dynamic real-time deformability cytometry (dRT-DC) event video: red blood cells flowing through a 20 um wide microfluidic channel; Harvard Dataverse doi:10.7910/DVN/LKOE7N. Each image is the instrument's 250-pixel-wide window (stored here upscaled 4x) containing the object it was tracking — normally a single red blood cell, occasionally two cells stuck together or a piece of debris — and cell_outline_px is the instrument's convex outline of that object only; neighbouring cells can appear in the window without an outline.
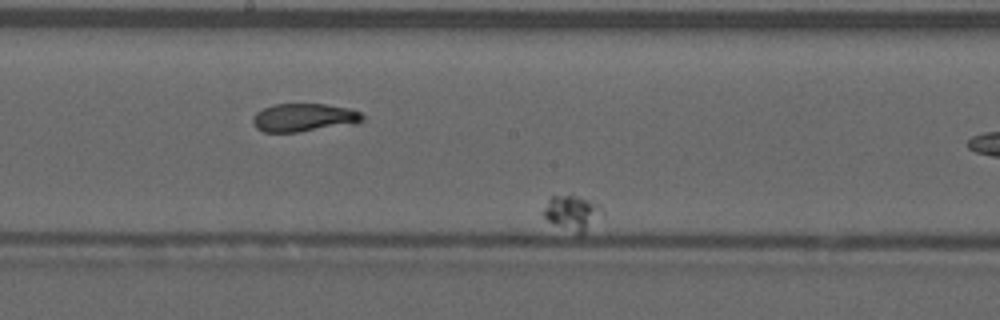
{"species": "common noctule bat (a hibernating species)", "species_latin": "Nyctalus noctula", "temperature_condition": "warm", "stored_images_in_passage": 53, "camera_frame_rate_fps": 3000, "um_per_image_px": 0.085, "animal": {"sex": "male", "forearm_length_mm": 52.5}, "frame": {"image": 1, "passage_image": 25, "time_ms": 8.0, "image_size_px": [1000, 320], "cell_outline_px": [[604, 216], [580, 236], [548, 220], [544, 216], [544, 208], [548, 200], [552, 196], [576, 196], [600, 204], [604, 208]], "centroid_in_image_um": [48.73, 18.11], "position_along_channel_um": 199.5, "area_um2": 11.96}}